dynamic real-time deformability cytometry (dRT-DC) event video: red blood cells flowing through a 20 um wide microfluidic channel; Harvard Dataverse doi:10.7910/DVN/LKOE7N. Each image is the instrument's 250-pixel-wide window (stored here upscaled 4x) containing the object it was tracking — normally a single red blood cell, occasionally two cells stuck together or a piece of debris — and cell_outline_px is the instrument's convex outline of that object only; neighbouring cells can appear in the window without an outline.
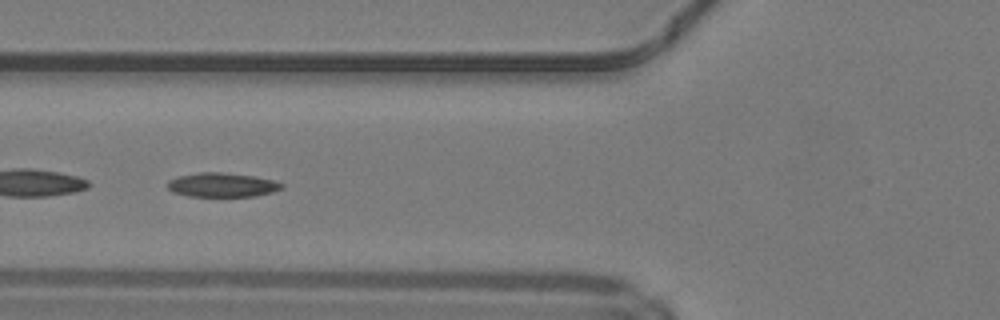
{"species": "common noctule bat (a hibernating species)", "species_latin": "Nyctalus noctula", "temperature_condition": "warm", "stored_images_in_passage": 29, "segment_of_instrument_passage": [2, 2], "camera_frame_rate_fps": 3000, "um_per_image_px": 0.085, "animal": {"sex": "male", "body_mass_g": 19.2, "forearm_length_mm": 51.8}, "frame": {"image": 1, "passage_image": 8, "time_ms": 2.333, "image_size_px": [1000, 320], "cell_outline_px": [[284, 188], [272, 192], [256, 196], [188, 196], [172, 192], [164, 184], [168, 180], [180, 176], [200, 172], [220, 172], [252, 176], [272, 180], [284, 184]], "centroid_in_image_um": [18.85, 15.72], "position_along_channel_um": 107.0, "area_um2": 16.07}}